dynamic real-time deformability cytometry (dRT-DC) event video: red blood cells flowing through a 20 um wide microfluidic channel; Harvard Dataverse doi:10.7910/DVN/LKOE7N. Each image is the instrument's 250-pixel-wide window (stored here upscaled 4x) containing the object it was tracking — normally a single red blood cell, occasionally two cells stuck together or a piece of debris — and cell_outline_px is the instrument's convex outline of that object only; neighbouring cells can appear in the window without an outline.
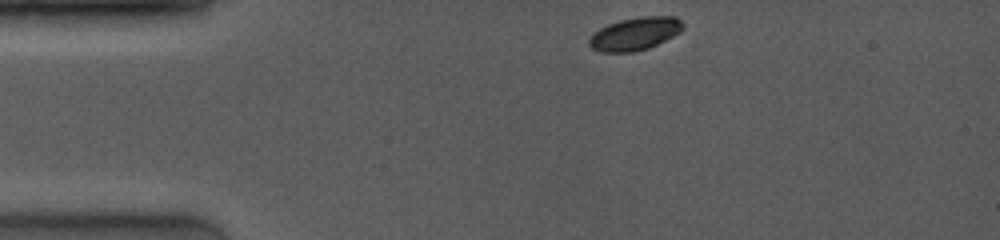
{"species": "common noctule bat (a hibernating species)", "species_latin": "Nyctalus noctula", "temperature_condition": "room temperature", "stored_images_in_passage": 3, "camera_frame_rate_fps": 4000, "um_per_image_px": 0.085, "animal": {"sex": "female", "body_mass_g": 19.0, "forearm_length_mm": 53.3}, "frame": {"image": 1, "passage_image": 1, "time_ms": 0.0, "image_size_px": [1000, 240], "cell_outline_px": [[684, 28], [680, 32], [648, 48], [632, 52], [600, 52], [592, 48], [588, 44], [588, 36], [592, 32], [608, 24], [620, 20], [640, 16], [676, 16], [684, 24]], "centroid_in_image_um": [53.94, 2.86], "position_along_channel_um": 31.1, "area_um2": 18.09}}